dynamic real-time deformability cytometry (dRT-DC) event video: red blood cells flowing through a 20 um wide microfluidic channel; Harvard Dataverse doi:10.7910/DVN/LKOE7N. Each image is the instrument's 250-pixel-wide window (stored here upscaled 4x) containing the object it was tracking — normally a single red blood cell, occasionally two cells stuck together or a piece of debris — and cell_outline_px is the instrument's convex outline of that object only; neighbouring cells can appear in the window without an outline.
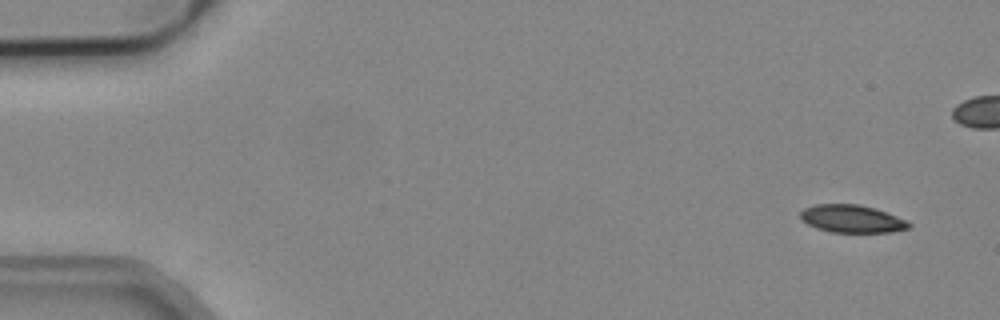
{"species": "common noctule bat (a hibernating species)", "species_latin": "Nyctalus noctula", "temperature_condition": "cold", "stored_images_in_passage": 4, "camera_frame_rate_fps": 3000, "um_per_image_px": 0.085, "animal": {"sex": "male", "body_mass_g": 19.2, "forearm_length_mm": 51.8}, "frame": {"image": 1, "passage_image": 1, "time_ms": 0.0, "image_size_px": [1000, 320], "cell_outline_px": [[912, 224], [908, 228], [892, 232], [832, 232], [816, 228], [800, 220], [800, 212], [804, 208], [816, 204], [856, 204], [876, 208], [908, 220]], "centroid_in_image_um": [72.42, 18.59], "position_along_channel_um": 12.6, "area_um2": 17.63}}